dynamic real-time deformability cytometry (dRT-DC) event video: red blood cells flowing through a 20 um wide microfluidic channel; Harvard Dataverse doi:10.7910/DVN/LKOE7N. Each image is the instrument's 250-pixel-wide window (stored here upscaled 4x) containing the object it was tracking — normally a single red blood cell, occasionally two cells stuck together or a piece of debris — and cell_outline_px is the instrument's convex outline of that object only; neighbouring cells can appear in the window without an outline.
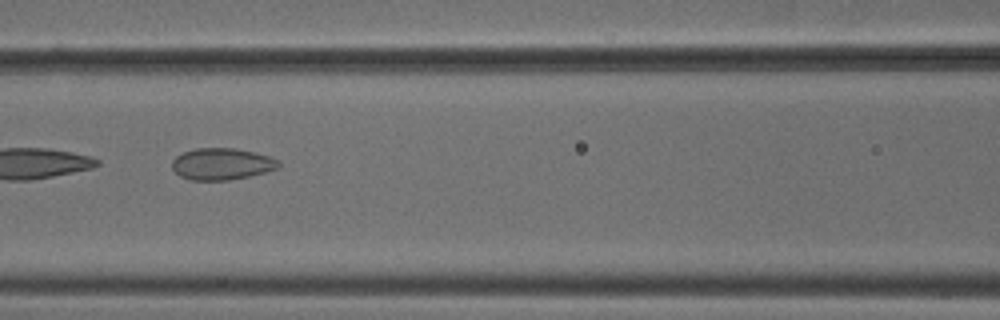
{"species": "common noctule bat (a hibernating species)", "species_latin": "Nyctalus noctula", "temperature_condition": "cold", "stored_images_in_passage": 8, "camera_frame_rate_fps": 3000, "um_per_image_px": 0.085, "animal": {"sex": "male", "body_mass_g": 18.8}, "frame": {"image": 1, "passage_image": 6, "time_ms": 1.667, "image_size_px": [1000, 320], "cell_outline_px": [[280, 164], [276, 168], [264, 172], [248, 176], [228, 180], [192, 180], [180, 176], [172, 168], [172, 160], [176, 156], [184, 152], [196, 148], [236, 148], [268, 156], [276, 160]], "centroid_in_image_um": [18.8, 13.93], "position_along_channel_um": 147.8, "area_um2": 19.36}}
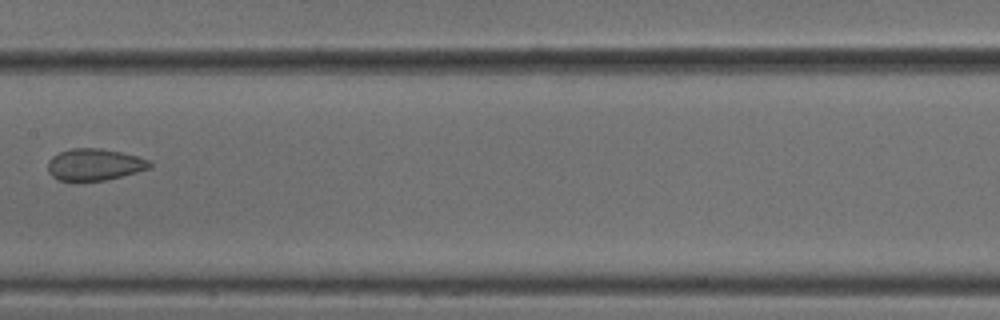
{"frame": {"image": 2, "passage_image": 7, "time_ms": 2.0, "image_size_px": [1000, 320], "cell_outline_px": [[152, 168], [104, 180], [60, 180], [52, 176], [48, 172], [48, 160], [52, 156], [60, 152], [72, 148], [100, 148], [120, 152], [136, 156], [148, 160], [152, 164]], "centroid_in_image_um": [8.02, 13.97], "position_along_channel_um": 199.4, "area_um2": 18.61}}
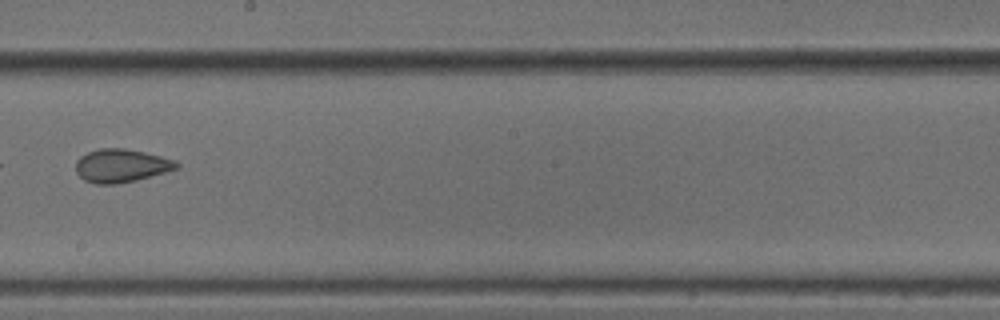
{"frame": {"image": 3, "passage_image": 8, "time_ms": 2.333, "image_size_px": [1000, 320], "cell_outline_px": [[180, 168], [136, 180], [116, 184], [96, 184], [84, 180], [76, 172], [76, 160], [80, 156], [88, 152], [100, 148], [124, 148], [144, 152], [176, 160], [180, 164]], "centroid_in_image_um": [10.31, 14.08], "position_along_channel_um": 237.9, "area_um2": 19.59}}